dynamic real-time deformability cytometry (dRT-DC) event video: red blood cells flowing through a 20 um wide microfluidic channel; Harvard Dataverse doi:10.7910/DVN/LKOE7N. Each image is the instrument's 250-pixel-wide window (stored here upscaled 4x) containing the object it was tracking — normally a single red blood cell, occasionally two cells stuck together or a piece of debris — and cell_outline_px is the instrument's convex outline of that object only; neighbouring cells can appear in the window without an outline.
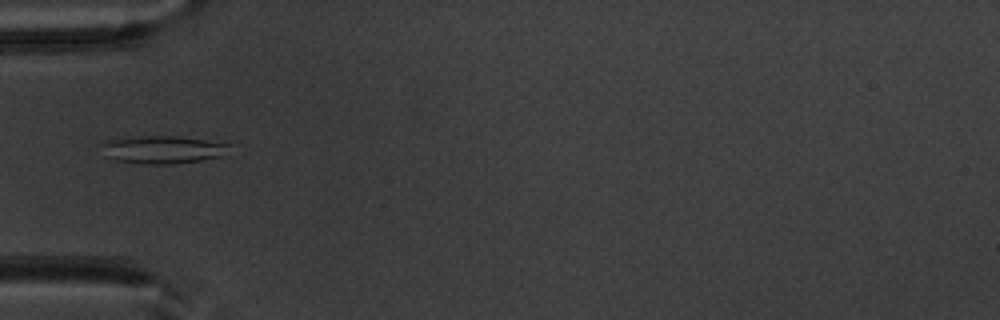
{"species": "common noctule bat (a hibernating species)", "species_latin": "Nyctalus noctula", "temperature_condition": "warm", "stored_images_in_passage": 35, "camera_frame_rate_fps": 3000, "um_per_image_px": 0.085, "animal": {"sex": "male", "body_mass_g": 20.1, "forearm_length_mm": 53.5}, "frame": {"image": 1, "passage_image": 1, "time_ms": 0.0, "image_size_px": [1000, 320], "cell_outline_px": [[232, 144], [220, 156], [200, 160], [172, 164], [144, 164], [116, 160], [104, 156], [96, 144], [108, 140], [148, 136], [180, 136]], "centroid_in_image_um": [13.73, 12.71], "position_along_channel_um": 71.3, "area_um2": 20.69}}
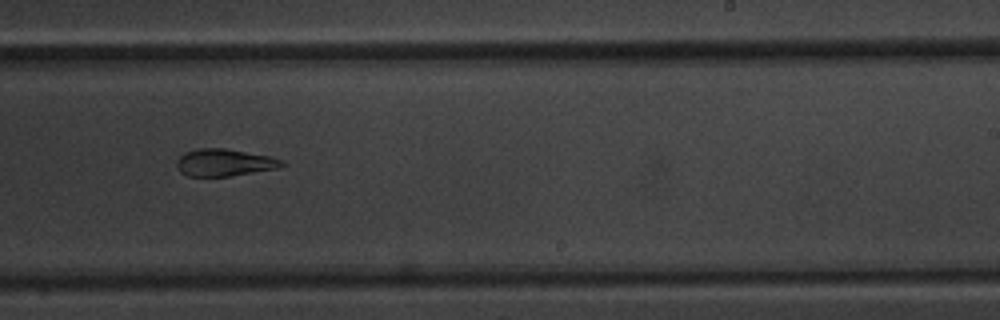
{"frame": {"image": 2, "passage_image": 16, "time_ms": 5.0, "image_size_px": [1000, 320], "cell_outline_px": [[288, 164], [276, 168], [228, 176], [188, 176], [180, 172], [176, 164], [176, 160], [184, 152], [200, 148], [224, 148], [272, 156], [284, 160]], "centroid_in_image_um": [19.08, 13.8], "position_along_channel_um": 269.9, "area_um2": 16.7}}
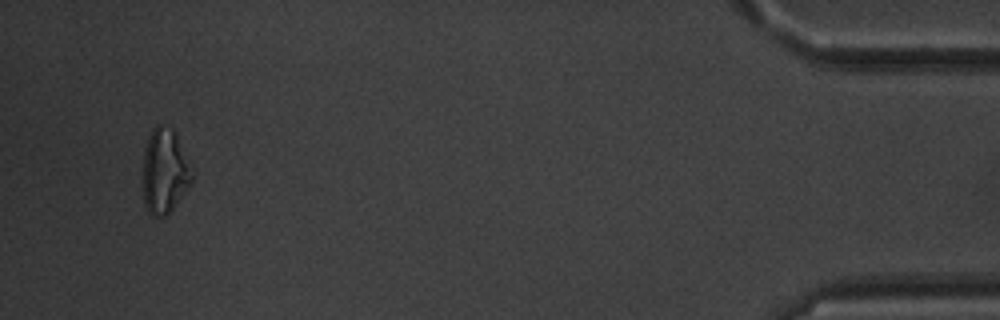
{"frame": {"image": 3, "passage_image": 33, "time_ms": 10.667, "image_size_px": [1000, 320], "cell_outline_px": [[192, 184], [172, 208], [164, 216], [152, 216], [148, 212], [144, 204], [144, 148], [148, 136], [152, 128], [156, 124], [160, 124], [172, 128], [176, 132], [192, 176]], "centroid_in_image_um": [13.97, 14.53], "position_along_channel_um": 421.2, "area_um2": 23.87}, "authors_computed_cell_mechanics": {"area_um2": 18.1492, "velocity_mm_per_s": 3.9643, "shape_relaxation_time_tau1_ms": null, "shape_relaxation_time_tau2_ms": 2.2044, "deformation_change_tau1": null, "deformation_change_tau2": 0.0898}}